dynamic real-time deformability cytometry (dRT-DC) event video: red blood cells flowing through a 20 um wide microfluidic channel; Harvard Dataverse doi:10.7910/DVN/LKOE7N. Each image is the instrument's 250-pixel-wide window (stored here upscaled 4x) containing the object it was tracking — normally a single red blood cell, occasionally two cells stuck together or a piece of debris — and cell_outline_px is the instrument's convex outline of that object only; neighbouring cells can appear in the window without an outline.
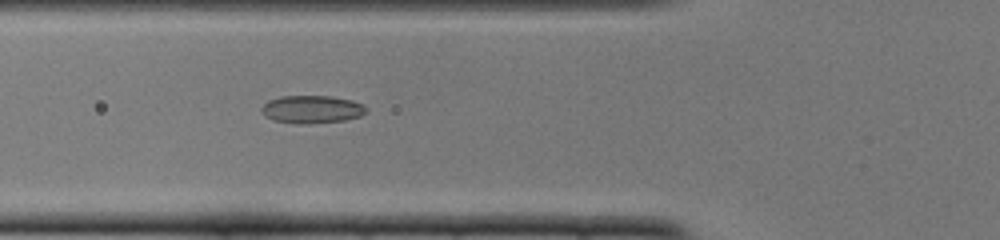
{"species": "common noctule bat (a hibernating species)", "species_latin": "Nyctalus noctula", "temperature_condition": "cold", "stored_images_in_passage": 46, "camera_frame_rate_fps": 3000, "um_per_image_px": 0.085, "animal": {"sex": "female", "body_mass_g": 22.0, "forearm_length_mm": 56.7}, "frame": {"image": 1, "passage_image": 13, "time_ms": 4.0, "image_size_px": [1000, 240], "cell_outline_px": [[368, 112], [360, 116], [344, 120], [304, 124], [272, 120], [264, 116], [260, 112], [260, 108], [268, 100], [280, 96], [328, 96], [352, 100], [368, 108]], "centroid_in_image_um": [26.47, 9.29], "position_along_channel_um": 99.3, "area_um2": 16.99}}
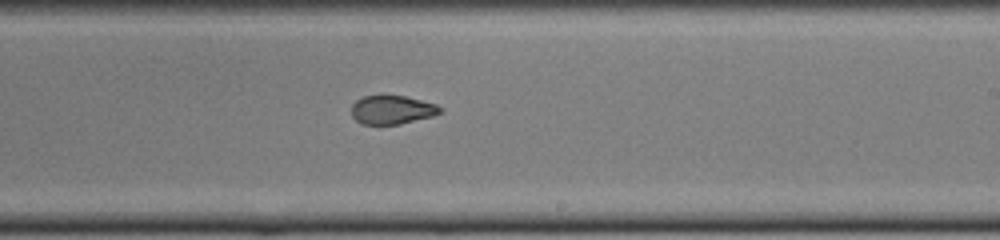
{"frame": {"image": 2, "passage_image": 25, "time_ms": 8.0, "image_size_px": [1000, 240], "cell_outline_px": [[440, 112], [432, 116], [400, 124], [364, 124], [356, 120], [352, 116], [352, 104], [356, 100], [364, 96], [380, 92], [404, 96], [436, 104], [440, 108]], "centroid_in_image_um": [33.26, 9.29], "position_along_channel_um": 255.7, "area_um2": 15.09}}
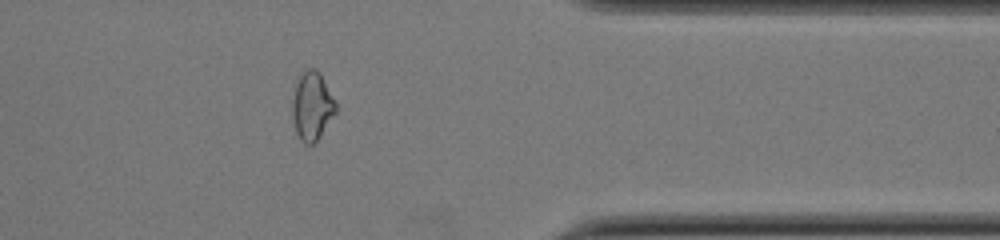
{"frame": {"image": 3, "passage_image": 36, "time_ms": 11.667, "image_size_px": [1000, 240], "cell_outline_px": [[336, 112], [320, 136], [312, 144], [304, 144], [300, 140], [296, 132], [292, 116], [292, 100], [296, 84], [300, 76], [308, 68], [316, 68], [320, 72], [336, 100]], "centroid_in_image_um": [26.53, 9.01], "position_along_channel_um": 384.9, "area_um2": 17.34}, "authors_computed_cell_mechanics": {"area_um2": 16.3863, "velocity_mm_per_s": 3.9239, "shape_relaxation_time_tau1_ms": null, "shape_relaxation_time_tau2_ms": 1.6049, "deformation_change_tau1": null, "deformation_change_tau2": 0.0659}}